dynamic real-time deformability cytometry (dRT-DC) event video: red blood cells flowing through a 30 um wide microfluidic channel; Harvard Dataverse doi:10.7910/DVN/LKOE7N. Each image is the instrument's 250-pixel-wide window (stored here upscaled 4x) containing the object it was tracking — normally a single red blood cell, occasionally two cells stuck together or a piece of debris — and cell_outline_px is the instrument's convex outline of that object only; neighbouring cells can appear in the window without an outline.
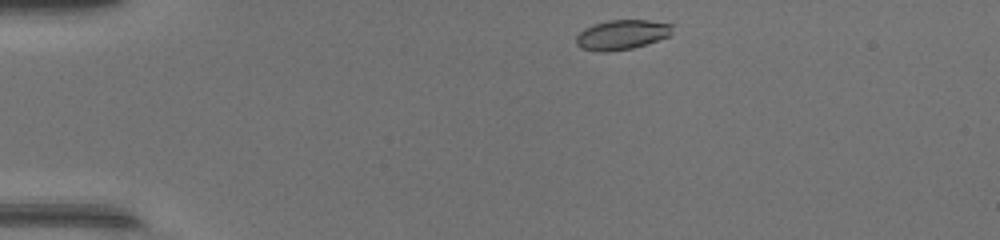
{"species": "common noctule bat (a hibernating species)", "species_latin": "Nyctalus noctula", "temperature_condition": "warm", "stored_images_in_passage": 39, "camera_frame_rate_fps": 3000, "um_per_image_px": 0.085, "animal": {"sex": "female", "body_mass_g": 17.0, "forearm_length_mm": 48.0}, "frame": {"image": 1, "passage_image": 1, "time_ms": 0.0, "image_size_px": [1000, 240], "cell_outline_px": [[672, 36], [632, 48], [608, 52], [600, 52], [580, 48], [576, 44], [576, 36], [584, 28], [608, 20], [648, 20], [672, 24]], "centroid_in_image_um": [52.86, 2.96], "position_along_channel_um": 32.1, "area_um2": 16.76}}
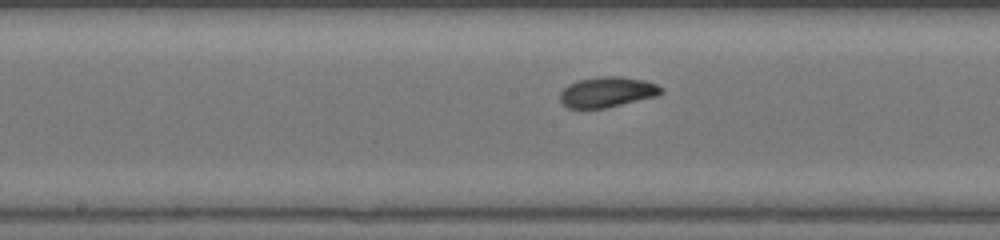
{"frame": {"image": 2, "passage_image": 17, "time_ms": 5.333, "image_size_px": [1000, 240], "cell_outline_px": [[664, 92], [656, 96], [604, 108], [568, 108], [560, 100], [560, 92], [568, 84], [576, 80], [600, 76], [620, 76], [644, 80], [656, 84], [664, 88]], "centroid_in_image_um": [51.61, 7.81], "position_along_channel_um": 196.6, "area_um2": 17.92}}
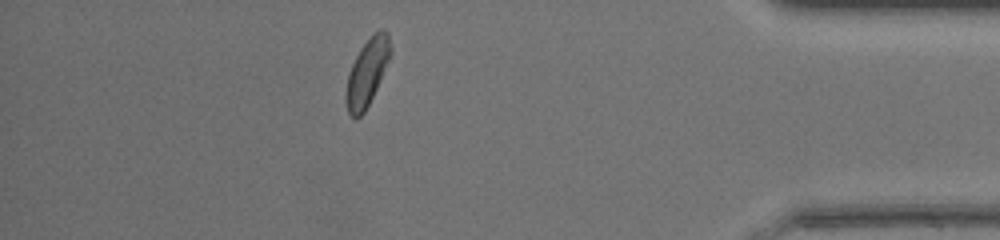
{"frame": {"image": 3, "passage_image": 34, "time_ms": 11.0, "image_size_px": [1000, 240], "cell_outline_px": [[392, 52], [376, 88], [364, 112], [356, 120], [348, 112], [344, 100], [344, 92], [348, 72], [360, 48], [372, 32], [380, 28], [384, 28], [388, 32], [392, 48]], "centroid_in_image_um": [31.18, 6.1], "position_along_channel_um": 404.0, "area_um2": 17.63}, "authors_computed_cell_mechanics": {"area_um2": 17.4556, "velocity_mm_per_s": 4.3507, "shape_relaxation_time_tau1_ms": 1.711, "shape_relaxation_time_tau2_ms": 4.3321, "deformation_change_tau1": 0.1133, "deformation_change_tau2": 0.112}}